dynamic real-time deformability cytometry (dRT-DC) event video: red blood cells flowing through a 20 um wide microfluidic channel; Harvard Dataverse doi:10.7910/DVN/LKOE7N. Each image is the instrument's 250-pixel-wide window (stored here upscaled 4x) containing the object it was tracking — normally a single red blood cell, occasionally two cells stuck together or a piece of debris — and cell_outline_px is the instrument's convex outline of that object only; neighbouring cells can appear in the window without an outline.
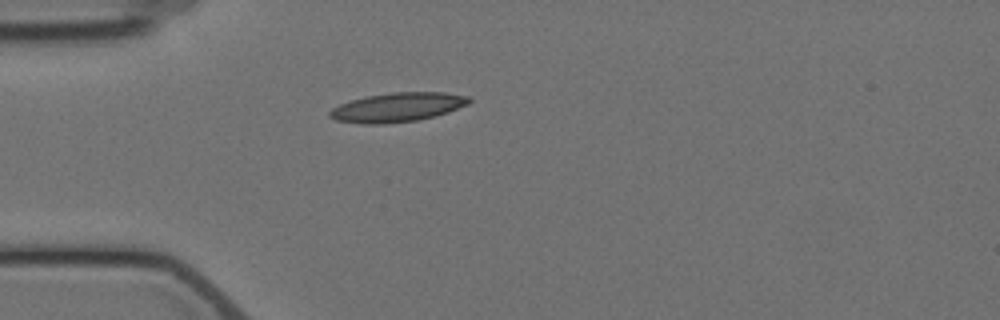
{"species": "Egyptian fruit bat (a non-hibernating species)", "species_latin": "Rousettus aegyptiacus", "temperature_condition": "cold", "stored_images_in_passage": 1, "camera_frame_rate_fps": 3000, "um_per_image_px": 0.085, "animal": {"sex": "female"}, "frame": {"image": 1, "passage_image": 1, "time_ms": 0.0, "image_size_px": [1000, 320], "cell_outline_px": [[472, 100], [468, 104], [448, 112], [436, 116], [420, 120], [384, 124], [364, 124], [336, 120], [328, 116], [328, 112], [332, 108], [340, 104], [364, 96], [392, 92], [444, 92], [472, 96]], "centroid_in_image_um": [33.81, 9.11], "position_along_channel_um": 51.2, "area_um2": 23.99}}